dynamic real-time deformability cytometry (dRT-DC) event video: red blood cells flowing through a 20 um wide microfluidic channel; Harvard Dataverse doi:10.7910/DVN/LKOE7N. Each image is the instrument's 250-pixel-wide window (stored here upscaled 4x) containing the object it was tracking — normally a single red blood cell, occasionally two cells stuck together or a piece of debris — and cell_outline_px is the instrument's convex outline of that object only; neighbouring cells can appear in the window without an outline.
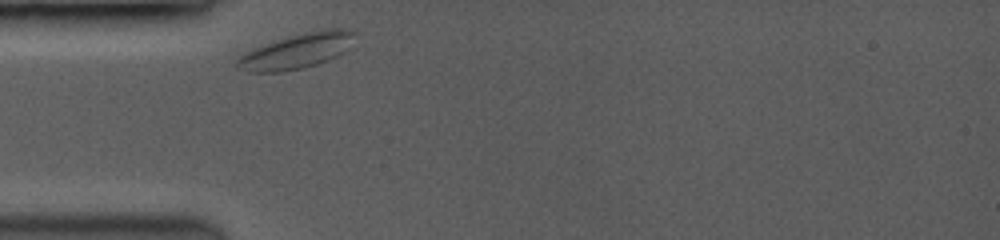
{"species": "common noctule bat (a hibernating species)", "species_latin": "Nyctalus noctula", "temperature_condition": "room temperature", "stored_images_in_passage": 15, "camera_frame_rate_fps": 3500, "um_per_image_px": 0.085, "animal": {"sex": "female", "body_mass_g": 19.0, "forearm_length_mm": 53.3}, "frame": {"image": 1, "passage_image": 1, "time_ms": 0.0, "image_size_px": [1000, 240], "cell_outline_px": [[356, 32], [348, 48], [344, 52], [328, 60], [304, 68], [280, 72], [248, 72], [236, 68], [236, 56], [252, 48], [304, 32], [320, 28], [348, 28]], "centroid_in_image_um": [25.2, 4.34], "position_along_channel_um": 59.8, "area_um2": 24.28}}
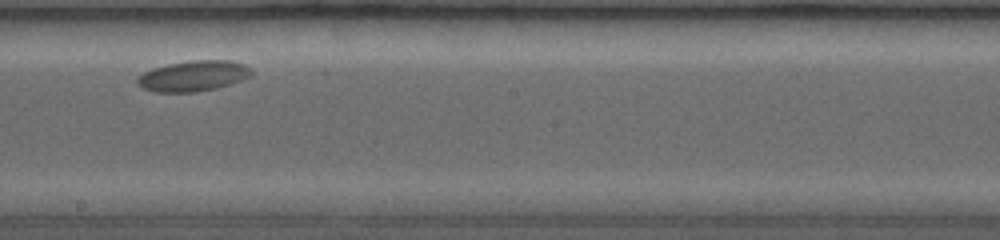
{"frame": {"image": 2, "passage_image": 8, "time_ms": 5.143, "image_size_px": [1000, 240], "cell_outline_px": [[252, 76], [244, 80], [216, 88], [192, 92], [156, 92], [144, 88], [136, 84], [136, 80], [144, 72], [152, 68], [168, 64], [192, 60], [228, 60], [244, 64], [252, 68]], "centroid_in_image_um": [16.47, 6.45], "position_along_channel_um": 231.7, "area_um2": 20.4}}
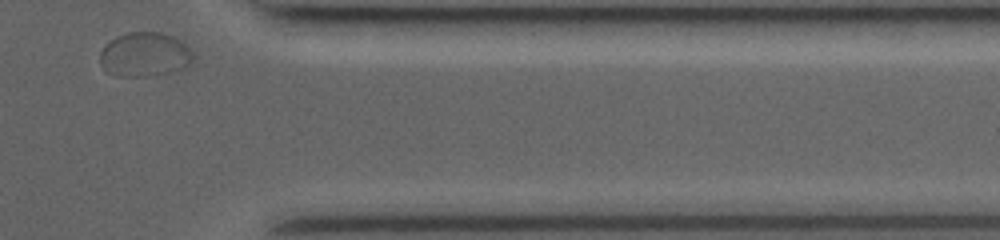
{"frame": {"image": 3, "passage_image": 15, "time_ms": 10.0, "image_size_px": [1000, 240], "cell_outline_px": [[192, 60], [188, 64], [180, 68], [136, 76], [116, 76], [108, 72], [100, 64], [100, 52], [116, 36], [128, 32], [160, 32], [172, 36], [180, 40], [188, 48], [192, 56]], "centroid_in_image_um": [12.23, 4.6], "position_along_channel_um": 399.2, "area_um2": 23.06}}